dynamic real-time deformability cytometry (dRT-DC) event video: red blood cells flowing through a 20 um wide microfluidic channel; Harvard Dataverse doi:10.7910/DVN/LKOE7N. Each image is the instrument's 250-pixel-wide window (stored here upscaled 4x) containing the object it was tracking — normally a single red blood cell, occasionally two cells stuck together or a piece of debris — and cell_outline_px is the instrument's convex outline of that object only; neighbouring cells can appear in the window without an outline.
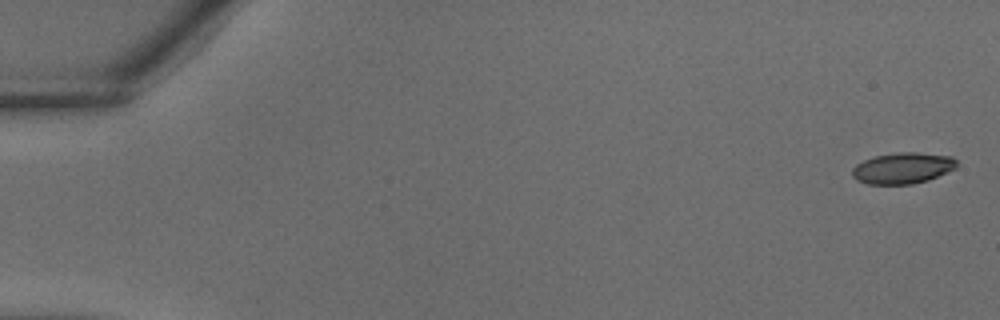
{"species": "common noctule bat (a hibernating species)", "species_latin": "Nyctalus noctula", "temperature_condition": "warm", "stored_images_in_passage": 38, "camera_frame_rate_fps": 3000, "um_per_image_px": 0.085, "animal": {"sex": "male", "body_mass_g": 18.8}, "frame": {"image": 1, "passage_image": 1, "time_ms": 0.0, "image_size_px": [1000, 320], "cell_outline_px": [[960, 164], [956, 168], [928, 180], [912, 184], [868, 184], [856, 180], [852, 176], [852, 168], [856, 164], [864, 160], [876, 156], [896, 152], [916, 152], [952, 156]], "centroid_in_image_um": [76.74, 14.28], "position_along_channel_um": 8.3, "area_um2": 19.07}}
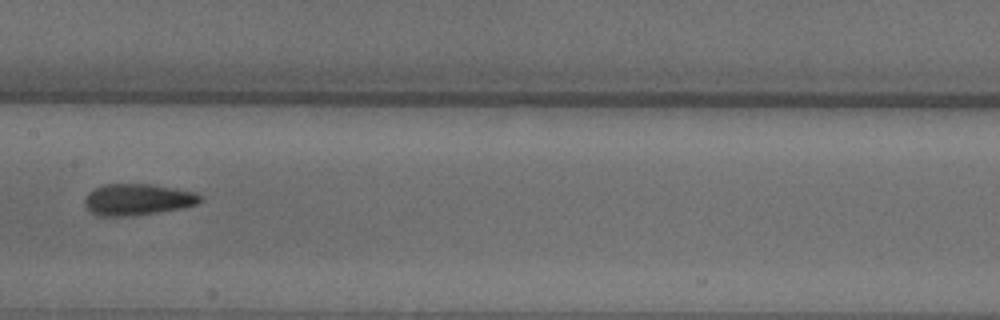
{"frame": {"image": 2, "passage_image": 20, "time_ms": 6.333, "image_size_px": [1000, 320], "cell_outline_px": [[200, 200], [196, 204], [184, 208], [156, 212], [124, 216], [96, 216], [84, 204], [84, 200], [88, 192], [104, 184], [152, 184], [196, 192], [200, 196]], "centroid_in_image_um": [11.67, 16.95], "position_along_channel_um": 195.7, "area_um2": 20.98}}
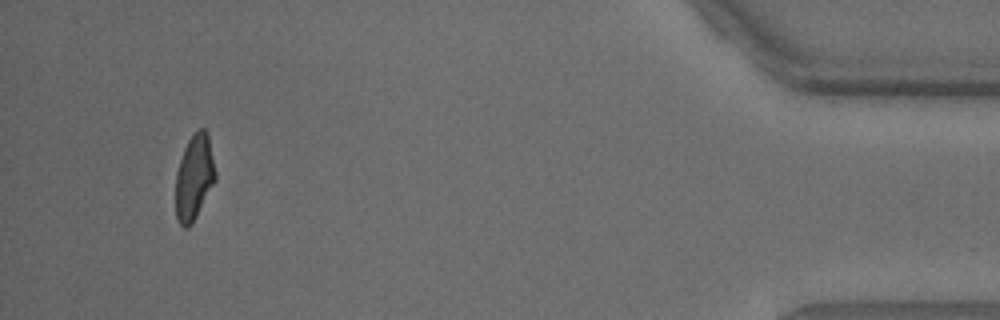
{"frame": {"image": 3, "passage_image": 36, "time_ms": 11.667, "image_size_px": [1000, 320], "cell_outline_px": [[216, 180], [192, 224], [188, 228], [184, 228], [176, 220], [176, 172], [184, 148], [188, 140], [200, 128], [204, 128], [208, 132], [216, 172]], "centroid_in_image_um": [16.51, 15.09], "position_along_channel_um": 418.7, "area_um2": 19.83}}